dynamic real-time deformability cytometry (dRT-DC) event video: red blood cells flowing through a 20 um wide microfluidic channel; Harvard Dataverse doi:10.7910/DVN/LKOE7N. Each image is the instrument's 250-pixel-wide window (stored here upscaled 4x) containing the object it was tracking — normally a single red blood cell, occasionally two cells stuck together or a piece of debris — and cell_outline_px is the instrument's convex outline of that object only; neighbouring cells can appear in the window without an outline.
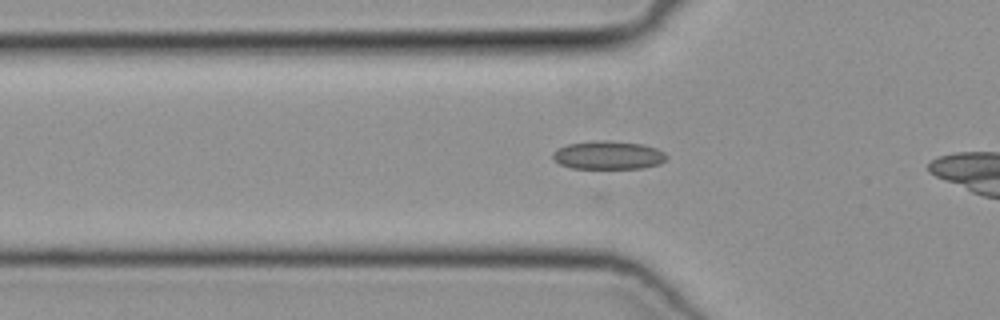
{"species": "common noctule bat (a hibernating species)", "species_latin": "Nyctalus noctula", "temperature_condition": "cold", "stored_images_in_passage": 6, "camera_frame_rate_fps": 3000, "um_per_image_px": 0.085, "animal": {"sex": "female", "body_mass_g": 19.3, "forearm_length_mm": 54.1}, "frame": {"image": 1, "passage_image": 4, "time_ms": 1.0, "image_size_px": [1000, 320], "cell_outline_px": [[668, 156], [660, 164], [640, 168], [572, 168], [560, 164], [552, 156], [552, 152], [568, 144], [592, 140], [608, 140], [640, 144], [656, 148], [664, 152]], "centroid_in_image_um": [51.7, 13.18], "position_along_channel_um": 74.1, "area_um2": 18.67}}